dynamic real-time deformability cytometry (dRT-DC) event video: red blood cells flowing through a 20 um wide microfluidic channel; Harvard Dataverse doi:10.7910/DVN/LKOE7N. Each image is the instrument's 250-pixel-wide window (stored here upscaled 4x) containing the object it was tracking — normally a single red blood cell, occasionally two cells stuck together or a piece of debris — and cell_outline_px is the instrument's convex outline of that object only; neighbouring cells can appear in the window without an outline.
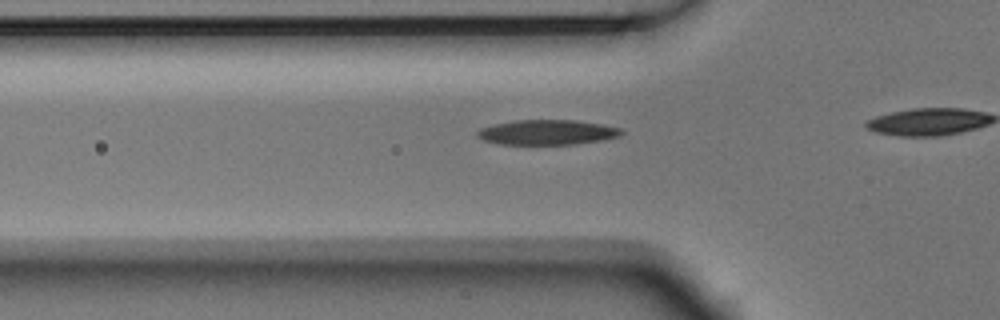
{"species": "Egyptian fruit bat (a non-hibernating species)", "species_latin": "Rousettus aegyptiacus", "temperature_condition": "room temperature", "stored_images_in_passage": 4, "camera_frame_rate_fps": 3000, "um_per_image_px": 0.085, "animal": {"sex": "male"}, "frame": {"image": 1, "passage_image": 4, "time_ms": 1.0, "image_size_px": [1000, 320], "cell_outline_px": [[624, 132], [620, 136], [604, 140], [576, 144], [496, 144], [484, 140], [476, 136], [476, 132], [480, 128], [496, 124], [516, 120], [572, 120], [600, 124], [620, 128]], "centroid_in_image_um": [46.51, 11.25], "position_along_channel_um": 79.3, "area_um2": 20.92}}